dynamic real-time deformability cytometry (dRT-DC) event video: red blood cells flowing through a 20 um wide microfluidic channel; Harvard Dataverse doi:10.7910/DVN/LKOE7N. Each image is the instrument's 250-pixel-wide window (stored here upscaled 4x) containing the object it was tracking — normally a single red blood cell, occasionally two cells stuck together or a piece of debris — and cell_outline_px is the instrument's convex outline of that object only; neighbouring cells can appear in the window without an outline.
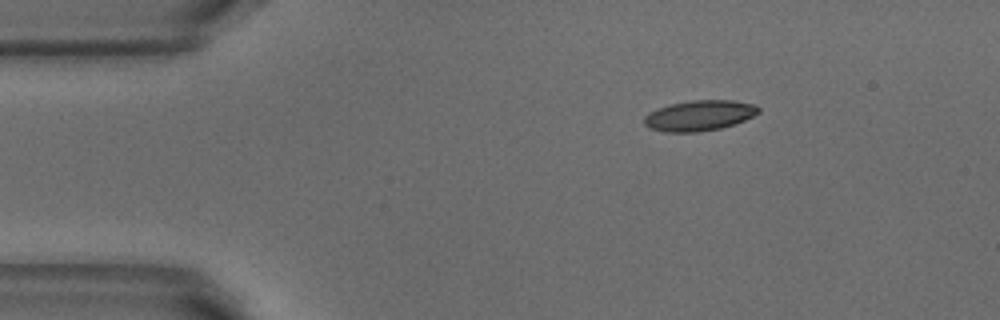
{"species": "common noctule bat (a hibernating species)", "species_latin": "Nyctalus noctula", "temperature_condition": "warm", "stored_images_in_passage": 45, "camera_frame_rate_fps": 3000, "um_per_image_px": 0.085, "animal": {"sex": "male", "body_mass_g": 18.8}, "frame": {"image": 1, "passage_image": 1, "time_ms": 0.0, "image_size_px": [1000, 320], "cell_outline_px": [[760, 112], [744, 120], [720, 128], [696, 132], [664, 132], [648, 128], [644, 124], [644, 116], [656, 108], [672, 104], [692, 100], [732, 100], [752, 104], [760, 108]], "centroid_in_image_um": [59.4, 9.82], "position_along_channel_um": 25.6, "area_um2": 20.17}}
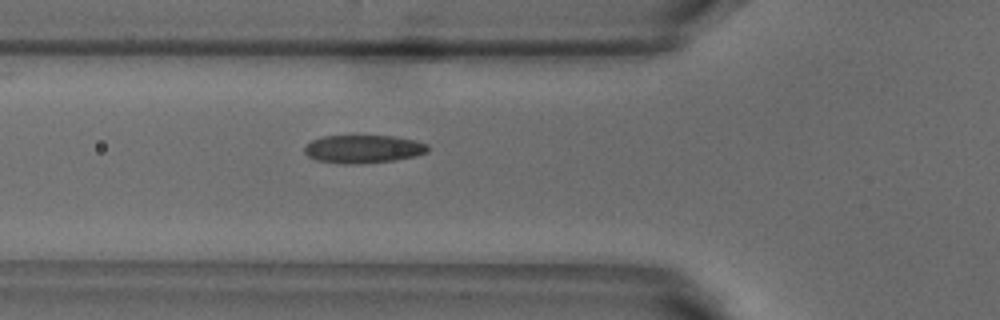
{"frame": {"image": 2, "passage_image": 11, "time_ms": 3.333, "image_size_px": [1000, 320], "cell_outline_px": [[428, 152], [416, 156], [396, 160], [360, 164], [344, 164], [316, 160], [308, 156], [304, 152], [304, 148], [312, 140], [324, 136], [396, 136], [416, 140], [428, 144]], "centroid_in_image_um": [30.91, 12.67], "position_along_channel_um": 94.9, "area_um2": 20.35}}
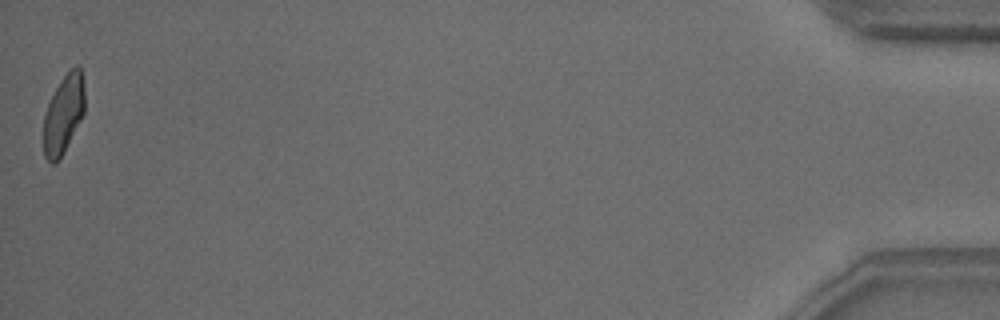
{"frame": {"image": 3, "passage_image": 45, "time_ms": 14.667, "image_size_px": [1000, 320], "cell_outline_px": [[84, 112], [64, 152], [56, 164], [52, 164], [44, 156], [44, 116], [48, 104], [60, 80], [76, 64], [80, 64], [84, 88]], "centroid_in_image_um": [5.4, 9.7], "position_along_channel_um": 429.8, "area_um2": 18.67}, "authors_computed_cell_mechanics": {"area_um2": 20.1722, "velocity_mm_per_s": 3.8218, "shape_relaxation_time_tau1_ms": 3.6185, "shape_relaxation_time_tau2_ms": 1.261, "deformation_change_tau1": 0.1484, "deformation_change_tau2": 0.0687}}